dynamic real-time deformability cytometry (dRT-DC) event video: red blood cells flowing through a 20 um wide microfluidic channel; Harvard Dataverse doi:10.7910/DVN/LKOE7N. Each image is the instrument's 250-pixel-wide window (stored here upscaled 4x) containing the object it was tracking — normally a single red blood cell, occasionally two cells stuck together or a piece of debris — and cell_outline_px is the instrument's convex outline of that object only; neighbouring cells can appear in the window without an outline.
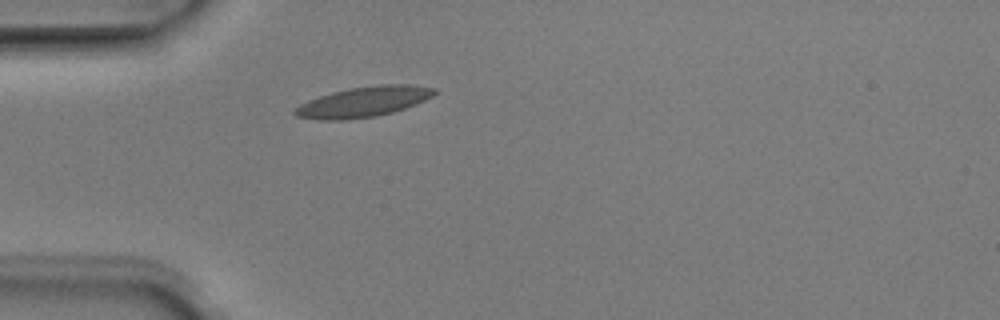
{"species": "Egyptian fruit bat (a non-hibernating species)", "species_latin": "Rousettus aegyptiacus", "temperature_condition": "room temperature", "stored_images_in_passage": 37, "camera_frame_rate_fps": 3000, "um_per_image_px": 0.085, "animal": {"sex": "male"}, "frame": {"image": 1, "passage_image": 1, "time_ms": 0.0, "image_size_px": [1000, 320], "cell_outline_px": [[436, 92], [432, 96], [416, 104], [392, 112], [376, 116], [344, 120], [320, 120], [296, 116], [292, 112], [300, 104], [308, 100], [332, 92], [348, 88], [380, 84], [412, 84], [436, 88]], "centroid_in_image_um": [30.9, 8.65], "position_along_channel_um": 54.1, "area_um2": 24.62}}
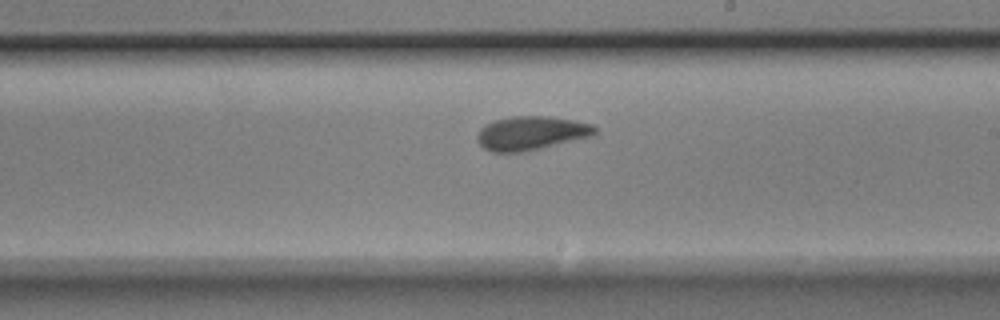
{"frame": {"image": 2, "passage_image": 16, "time_ms": 5.0, "image_size_px": [1000, 320], "cell_outline_px": [[596, 136], [524, 152], [492, 152], [484, 148], [476, 140], [476, 136], [480, 128], [496, 120], [508, 116], [544, 116], [576, 120], [592, 124], [596, 128]], "centroid_in_image_um": [45.19, 11.32], "position_along_channel_um": 243.8, "area_um2": 23.47}}
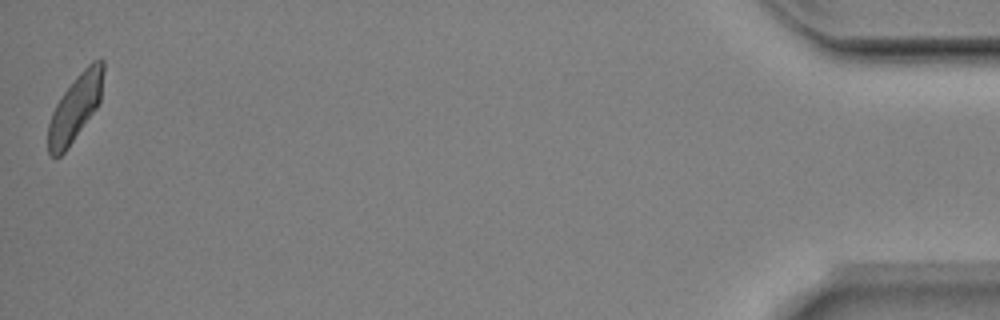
{"frame": {"image": 3, "passage_image": 37, "time_ms": 12.0, "image_size_px": [1000, 320], "cell_outline_px": [[104, 72], [100, 100], [96, 108], [68, 148], [60, 156], [52, 156], [48, 152], [48, 124], [52, 112], [56, 104], [64, 92], [76, 76], [92, 60], [100, 56], [104, 60]], "centroid_in_image_um": [6.41, 9.11], "position_along_channel_um": 428.8, "area_um2": 21.27}, "authors_computed_cell_mechanics": {"area_um2": 22.1374, "velocity_mm_per_s": 3.9631, "shape_relaxation_time_tau1_ms": 3.732, "shape_relaxation_time_tau2_ms": 4.4328, "deformation_change_tau1": 0.1368, "deformation_change_tau2": 0.095}}